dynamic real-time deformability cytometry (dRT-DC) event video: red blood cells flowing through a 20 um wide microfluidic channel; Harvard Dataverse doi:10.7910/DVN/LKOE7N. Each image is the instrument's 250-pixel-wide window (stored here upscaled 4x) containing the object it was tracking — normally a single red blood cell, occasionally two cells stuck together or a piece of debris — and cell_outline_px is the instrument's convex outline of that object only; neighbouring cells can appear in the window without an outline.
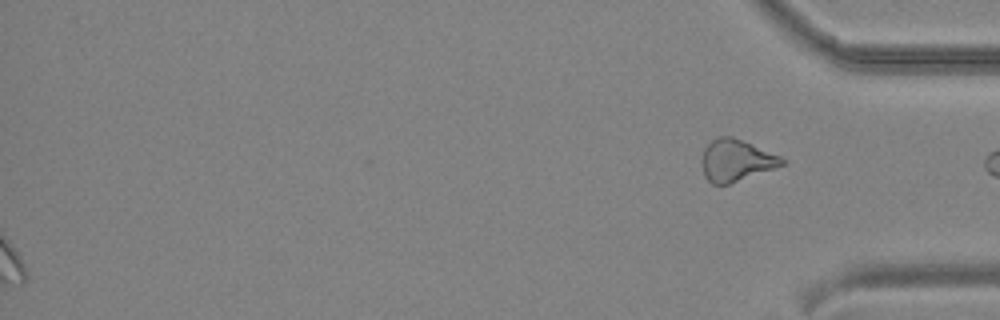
{"species": "common noctule bat (a hibernating species)", "species_latin": "Nyctalus noctula", "temperature_condition": "cold", "stored_images_in_passage": 32, "segment_of_instrument_passage": [2, 2], "camera_frame_rate_fps": 3000, "um_per_image_px": 0.085, "animal": {"sex": "male", "body_mass_g": 19.2, "forearm_length_mm": 51.8}, "frame": {"image": 1, "passage_image": 32, "time_ms": 10.333, "image_size_px": [1000, 320], "cell_outline_px": [[788, 160], [784, 164], [776, 168], [728, 184], [712, 184], [704, 176], [700, 160], [704, 148], [716, 136], [732, 136], [752, 144], [780, 156]], "centroid_in_image_um": [62.55, 13.63], "position_along_channel_um": 372.7, "area_um2": 19.65}}